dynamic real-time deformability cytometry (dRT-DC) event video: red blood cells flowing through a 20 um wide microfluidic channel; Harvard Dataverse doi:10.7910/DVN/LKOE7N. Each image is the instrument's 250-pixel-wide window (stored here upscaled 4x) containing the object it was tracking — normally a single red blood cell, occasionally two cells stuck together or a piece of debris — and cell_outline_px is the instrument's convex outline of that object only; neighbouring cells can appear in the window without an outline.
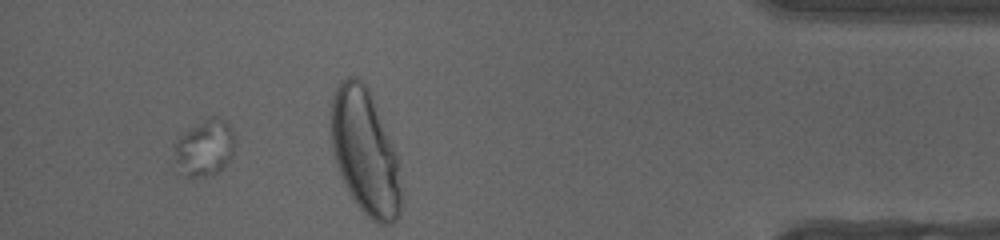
{"species": "human", "species_latin": "Homo sapiens", "temperature_condition": "cold", "stored_images_in_passage": 42, "segment_of_instrument_passage": [2, 2], "camera_frame_rate_fps": 3000, "um_per_image_px": 0.085, "donor": {"sex": "female"}, "frame": {"image": 1, "passage_image": 39, "time_ms": 12.667, "image_size_px": [1000, 240], "cell_outline_px": [[232, 156], [216, 172], [204, 176], [188, 176], [176, 160], [176, 140], [180, 136], [204, 120], [212, 116], [216, 116], [224, 120], [228, 124], [232, 132]], "centroid_in_image_um": [17.42, 12.53], "position_along_channel_um": 417.8, "area_um2": 18.55}}